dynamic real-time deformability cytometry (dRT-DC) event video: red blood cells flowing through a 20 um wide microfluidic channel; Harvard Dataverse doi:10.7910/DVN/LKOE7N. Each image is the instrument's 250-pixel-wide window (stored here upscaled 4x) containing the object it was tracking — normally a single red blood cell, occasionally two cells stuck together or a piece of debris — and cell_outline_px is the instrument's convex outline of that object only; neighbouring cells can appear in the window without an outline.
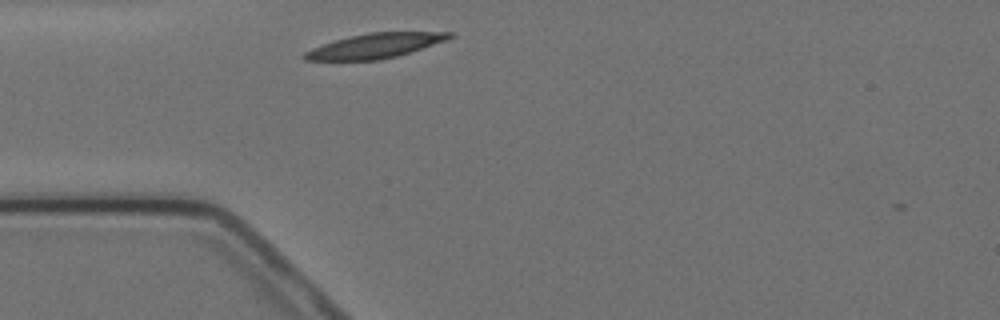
{"species": "Egyptian fruit bat (a non-hibernating species)", "species_latin": "Rousettus aegyptiacus", "temperature_condition": "cold", "stored_images_in_passage": 1, "camera_frame_rate_fps": 3000, "um_per_image_px": 0.085, "animal": {"sex": "female"}, "frame": {"image": 1, "passage_image": 1, "time_ms": 0.0, "image_size_px": [1000, 320], "cell_outline_px": [[456, 36], [448, 40], [396, 56], [380, 60], [304, 60], [300, 56], [304, 52], [312, 48], [332, 40], [368, 32], [456, 32]], "centroid_in_image_um": [31.88, 3.88], "position_along_channel_um": 53.1, "area_um2": 21.04}}